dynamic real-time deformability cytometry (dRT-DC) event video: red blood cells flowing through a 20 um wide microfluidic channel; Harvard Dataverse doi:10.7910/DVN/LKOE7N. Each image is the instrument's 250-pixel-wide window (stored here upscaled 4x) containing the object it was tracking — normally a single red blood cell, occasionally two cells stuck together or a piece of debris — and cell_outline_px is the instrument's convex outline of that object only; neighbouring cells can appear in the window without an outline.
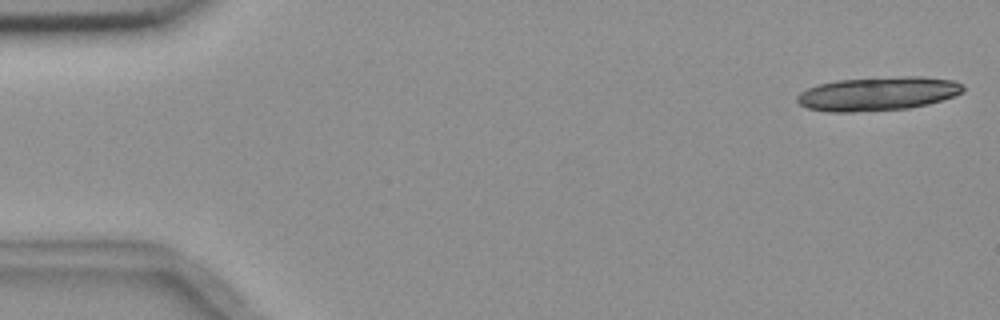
{"species": "common noctule bat (a hibernating species)", "species_latin": "Nyctalus noctula", "temperature_condition": "room temperature", "stored_images_in_passage": 7, "camera_frame_rate_fps": 3000, "um_per_image_px": 0.085, "animal": {"sex": "female", "body_mass_g": 18.4}, "frame": {"image": 1, "passage_image": 1, "time_ms": 0.0, "image_size_px": [1000, 320], "cell_outline_px": [[964, 92], [928, 104], [908, 108], [852, 112], [828, 112], [808, 108], [800, 104], [796, 100], [796, 96], [800, 92], [816, 84], [836, 80], [904, 76], [920, 76], [956, 80], [964, 84]], "centroid_in_image_um": [74.62, 7.95], "position_along_channel_um": 10.4, "area_um2": 32.83}}